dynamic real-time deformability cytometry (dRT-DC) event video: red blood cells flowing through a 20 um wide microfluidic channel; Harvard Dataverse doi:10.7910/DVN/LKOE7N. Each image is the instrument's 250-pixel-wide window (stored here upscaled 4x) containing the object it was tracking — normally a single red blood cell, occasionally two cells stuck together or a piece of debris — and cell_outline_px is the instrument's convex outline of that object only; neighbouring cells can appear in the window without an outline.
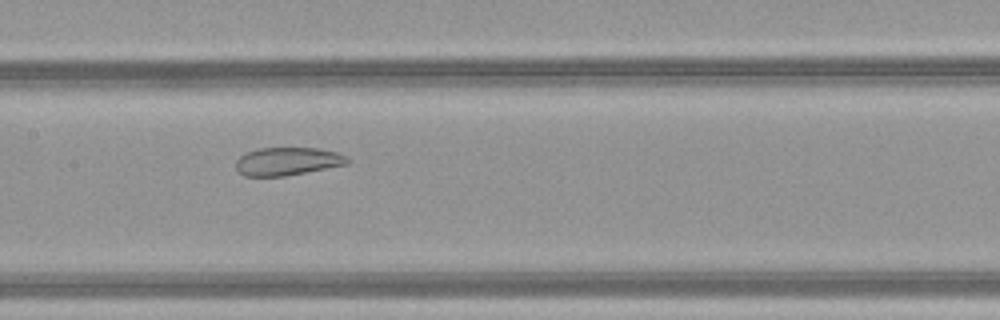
{"species": "common noctule bat (a hibernating species)", "species_latin": "Nyctalus noctula", "temperature_condition": "warm", "stored_images_in_passage": 51, "camera_frame_rate_fps": 3000, "um_per_image_px": 0.085, "animal": {"sex": "female", "body_mass_g": 21.9}, "frame": {"image": 1, "passage_image": 27, "time_ms": 8.667, "image_size_px": [1000, 320], "cell_outline_px": [[348, 164], [284, 176], [244, 176], [236, 168], [236, 160], [244, 152], [260, 148], [320, 148], [336, 152], [348, 156]], "centroid_in_image_um": [24.42, 13.7], "position_along_channel_um": 183.0, "area_um2": 18.21}}
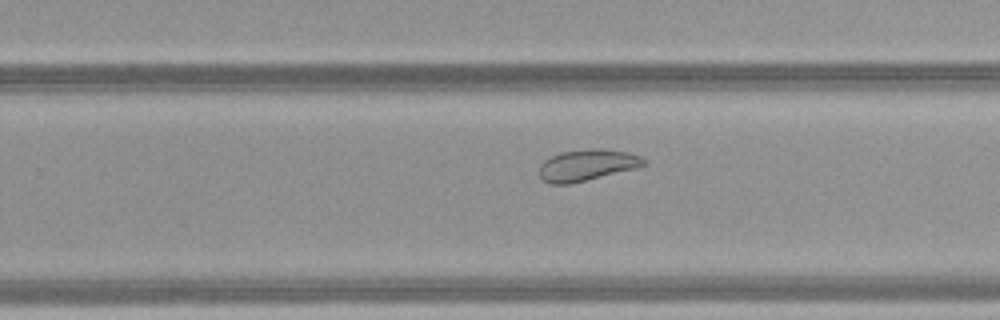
{"frame": {"image": 2, "passage_image": 34, "time_ms": 11.0, "image_size_px": [1000, 320], "cell_outline_px": [[648, 164], [636, 168], [568, 184], [548, 184], [540, 176], [540, 164], [544, 160], [560, 152], [592, 148], [600, 148], [628, 152], [640, 156], [648, 160]], "centroid_in_image_um": [49.92, 14.02], "position_along_channel_um": 279.9, "area_um2": 19.07}}
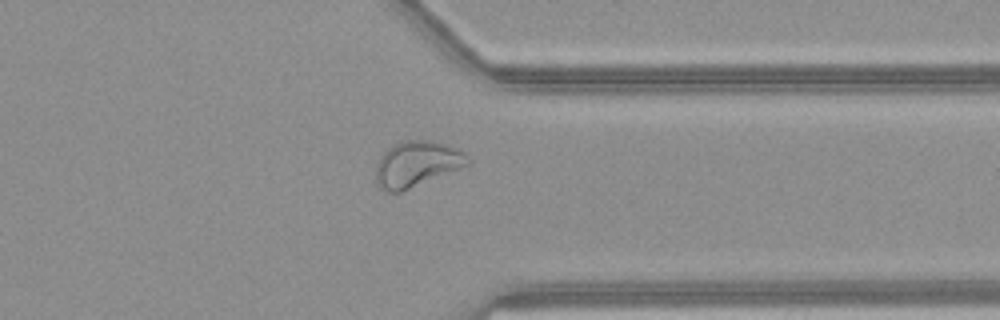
{"frame": {"image": 3, "passage_image": 41, "time_ms": 13.333, "image_size_px": [1000, 320], "cell_outline_px": [[472, 164], [400, 192], [388, 192], [376, 180], [376, 164], [380, 156], [388, 148], [400, 140], [428, 140], [444, 144], [456, 148], [464, 152], [472, 160]], "centroid_in_image_um": [35.46, 13.92], "position_along_channel_um": 375.9, "area_um2": 24.39}, "authors_computed_cell_mechanics": {"area_um2": 28.322, "velocity_mm_per_s": 4.1744, "shape_relaxation_time_tau1_ms": null, "shape_relaxation_time_tau2_ms": 1.6044, "deformation_change_tau1": null, "deformation_change_tau2": 0.0837}}